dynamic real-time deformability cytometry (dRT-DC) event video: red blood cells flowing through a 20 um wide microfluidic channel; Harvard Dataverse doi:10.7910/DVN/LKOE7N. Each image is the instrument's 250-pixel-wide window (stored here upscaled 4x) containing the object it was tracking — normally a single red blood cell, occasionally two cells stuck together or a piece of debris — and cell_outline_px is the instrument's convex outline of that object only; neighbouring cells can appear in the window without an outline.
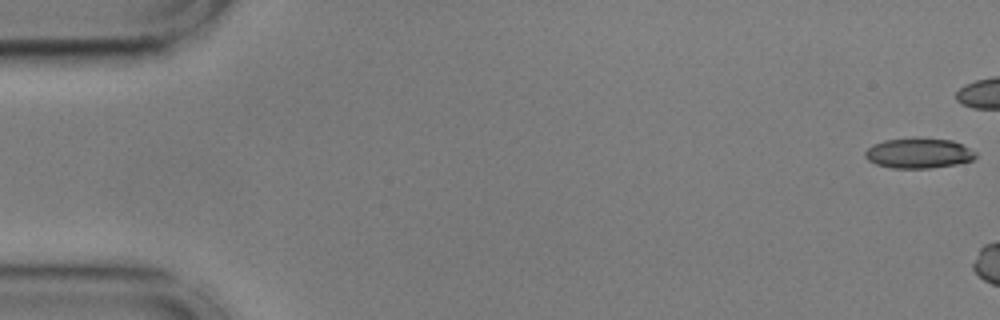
{"species": "common noctule bat (a hibernating species)", "species_latin": "Nyctalus noctula", "temperature_condition": "cold", "stored_images_in_passage": 6, "camera_frame_rate_fps": 3000, "um_per_image_px": 0.085, "animal": {"sex": "male", "body_mass_g": 17.9, "forearm_length_mm": 54.2}, "frame": {"image": 1, "passage_image": 1, "time_ms": 0.0, "image_size_px": [1000, 320], "cell_outline_px": [[976, 156], [972, 160], [956, 164], [928, 168], [892, 168], [876, 164], [868, 160], [864, 156], [864, 152], [872, 144], [884, 140], [952, 140], [976, 152]], "centroid_in_image_um": [78.05, 13.06], "position_along_channel_um": 7.0, "area_um2": 18.73}}